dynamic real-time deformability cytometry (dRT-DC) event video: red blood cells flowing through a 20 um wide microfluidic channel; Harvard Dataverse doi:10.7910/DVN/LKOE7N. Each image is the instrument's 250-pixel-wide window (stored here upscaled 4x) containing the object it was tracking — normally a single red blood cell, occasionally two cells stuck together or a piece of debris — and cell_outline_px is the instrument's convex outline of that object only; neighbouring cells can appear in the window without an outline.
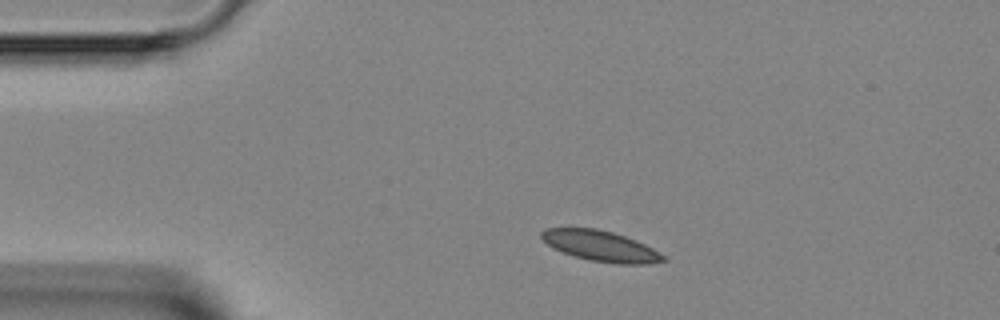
{"species": "Egyptian fruit bat (a non-hibernating species)", "species_latin": "Rousettus aegyptiacus", "temperature_condition": "room temperature", "stored_images_in_passage": 2, "camera_frame_rate_fps": 3000, "um_per_image_px": 0.085, "animal": {"sex": "female"}, "frame": {"image": 1, "passage_image": 1, "time_ms": 0.0, "image_size_px": [1000, 320], "cell_outline_px": [[668, 260], [648, 264], [616, 264], [588, 260], [552, 248], [540, 236], [540, 232], [544, 228], [596, 228], [612, 232], [636, 240], [660, 252]], "centroid_in_image_um": [51.06, 20.91], "position_along_channel_um": 33.9, "area_um2": 21.68}}